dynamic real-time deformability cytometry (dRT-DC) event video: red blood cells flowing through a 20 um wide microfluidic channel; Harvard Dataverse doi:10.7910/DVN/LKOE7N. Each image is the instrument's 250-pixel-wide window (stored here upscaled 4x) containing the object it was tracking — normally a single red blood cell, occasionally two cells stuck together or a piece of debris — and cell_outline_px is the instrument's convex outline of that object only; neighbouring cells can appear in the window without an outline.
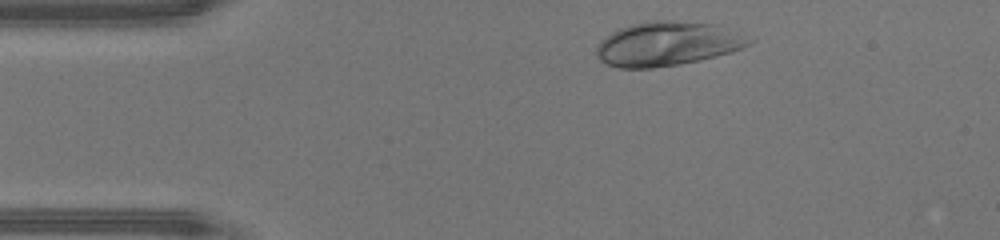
{"species": "human", "species_latin": "Homo sapiens", "temperature_condition": "warm", "stored_images_in_passage": 32, "camera_frame_rate_fps": 3000, "um_per_image_px": 0.085, "donor": {"sex": "male"}, "frame": {"image": 1, "passage_image": 2, "time_ms": 0.333, "image_size_px": [1000, 240], "cell_outline_px": [[756, 40], [752, 44], [732, 52], [680, 64], [652, 68], [620, 68], [608, 64], [600, 60], [596, 56], [596, 44], [604, 36], [620, 28], [644, 20], [668, 20], [720, 24]], "centroid_in_image_um": [56.74, 3.7], "position_along_channel_um": 28.3, "area_um2": 39.77}}
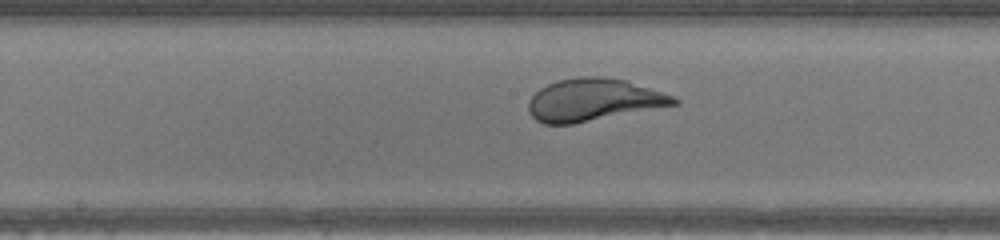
{"frame": {"image": 2, "passage_image": 17, "time_ms": 5.333, "image_size_px": [1000, 240], "cell_outline_px": [[680, 104], [572, 124], [544, 124], [536, 120], [532, 116], [528, 108], [528, 100], [540, 88], [548, 84], [560, 80], [580, 76], [604, 76], [628, 80], [676, 96], [680, 100]], "centroid_in_image_um": [50.5, 8.48], "position_along_channel_um": 197.7, "area_um2": 36.18}}
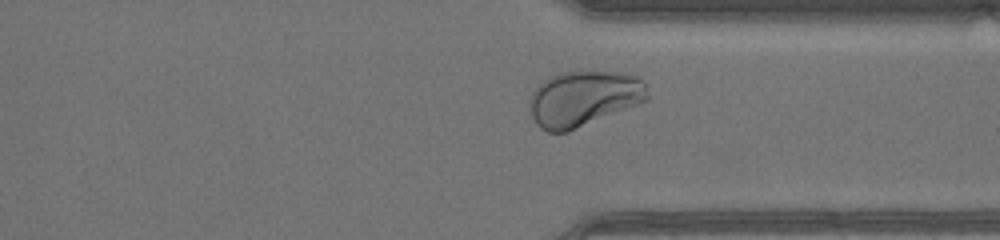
{"frame": {"image": 3, "passage_image": 28, "time_ms": 9.0, "image_size_px": [1000, 240], "cell_outline_px": [[648, 100], [568, 132], [548, 132], [540, 128], [536, 124], [532, 116], [528, 100], [532, 92], [548, 76], [560, 72], [620, 72], [640, 76], [644, 84], [648, 96]], "centroid_in_image_um": [49.59, 8.37], "position_along_channel_um": 361.8, "area_um2": 38.15}, "authors_computed_cell_mechanics": {"area_um2": 36.5007, "velocity_mm_per_s": 4.488, "shape_relaxation_time_tau1_ms": 3.9044, "shape_relaxation_time_tau2_ms": null, "deformation_change_tau1": 0.2264, "deformation_change_tau2": null}}